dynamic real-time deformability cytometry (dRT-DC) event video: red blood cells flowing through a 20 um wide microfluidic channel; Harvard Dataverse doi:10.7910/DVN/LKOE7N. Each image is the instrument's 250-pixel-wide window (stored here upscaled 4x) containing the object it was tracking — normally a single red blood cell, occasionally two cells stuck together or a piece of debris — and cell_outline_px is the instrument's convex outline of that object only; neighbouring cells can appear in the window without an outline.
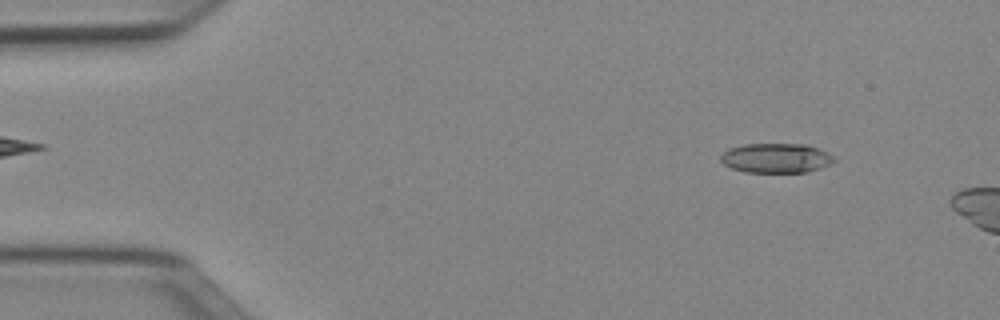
{"species": "Egyptian fruit bat (a non-hibernating species)", "species_latin": "Rousettus aegyptiacus", "temperature_condition": "cold", "stored_images_in_passage": 10, "camera_frame_rate_fps": 3000, "um_per_image_px": 0.085, "animal": {"sex": "female"}, "frame": {"image": 1, "passage_image": 5, "time_ms": 1.333, "image_size_px": [1000, 320], "cell_outline_px": [[836, 160], [832, 164], [808, 172], [744, 172], [732, 168], [724, 164], [720, 160], [720, 156], [728, 148], [744, 144], [808, 144], [820, 148], [836, 156]], "centroid_in_image_um": [66.02, 13.43], "position_along_channel_um": 19.0, "area_um2": 19.88}}